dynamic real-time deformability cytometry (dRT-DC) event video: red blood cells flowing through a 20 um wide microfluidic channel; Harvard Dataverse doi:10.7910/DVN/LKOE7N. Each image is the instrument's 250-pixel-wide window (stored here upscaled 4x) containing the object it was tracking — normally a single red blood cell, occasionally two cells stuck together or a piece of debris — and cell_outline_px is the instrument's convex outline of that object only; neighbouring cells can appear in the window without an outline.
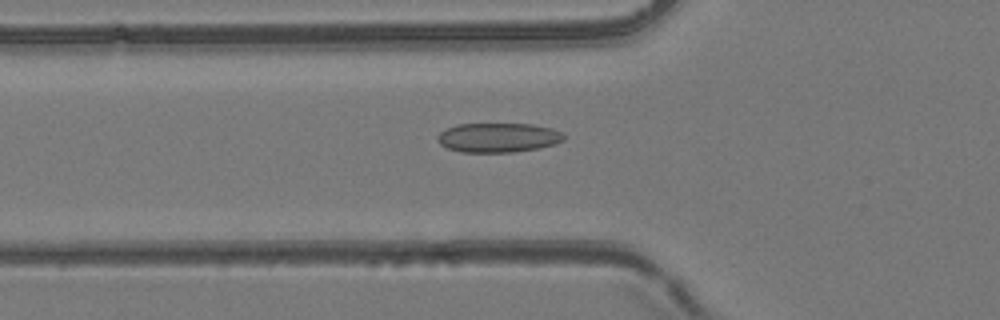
{"species": "common noctule bat (a hibernating species)", "species_latin": "Nyctalus noctula", "temperature_condition": "room temperature", "stored_images_in_passage": 38, "camera_frame_rate_fps": 3000, "um_per_image_px": 0.085, "animal": {"sex": "female", "body_mass_g": 24.6, "forearm_length_mm": 56.2}, "frame": {"image": 1, "passage_image": 4, "time_ms": 1.0, "image_size_px": [1000, 320], "cell_outline_px": [[564, 140], [556, 144], [540, 148], [512, 152], [460, 152], [448, 148], [440, 144], [436, 140], [436, 136], [444, 128], [456, 124], [532, 124], [552, 128], [564, 132]], "centroid_in_image_um": [42.34, 11.69], "position_along_channel_um": 83.5, "area_um2": 21.96}}
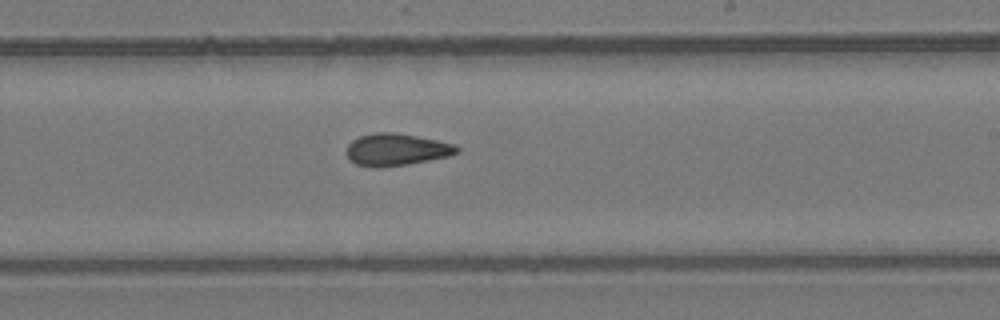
{"frame": {"image": 2, "passage_image": 17, "time_ms": 5.333, "image_size_px": [1000, 320], "cell_outline_px": [[460, 152], [448, 156], [408, 164], [380, 168], [372, 168], [356, 164], [348, 160], [348, 144], [352, 140], [360, 136], [372, 132], [396, 132], [456, 144], [460, 148]], "centroid_in_image_um": [33.69, 12.72], "position_along_channel_um": 255.3, "area_um2": 20.81}}
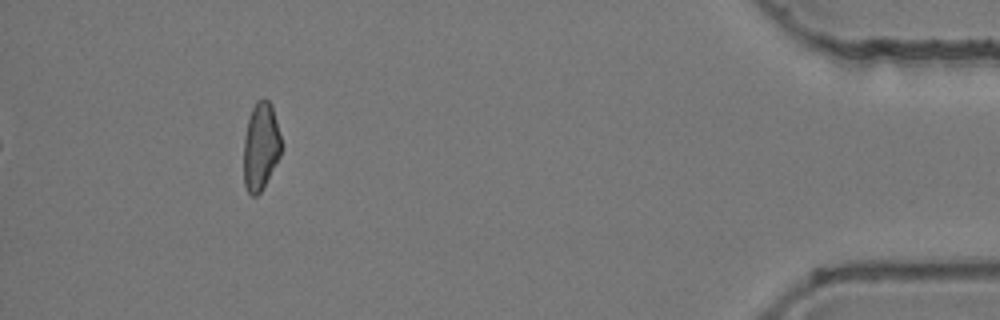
{"frame": {"image": 3, "passage_image": 34, "time_ms": 11.0, "image_size_px": [1000, 320], "cell_outline_px": [[284, 148], [280, 156], [260, 192], [256, 196], [252, 196], [248, 192], [244, 184], [244, 136], [248, 120], [252, 108], [256, 100], [264, 96], [272, 104]], "centroid_in_image_um": [22.18, 12.39], "position_along_channel_um": 413.0, "area_um2": 19.48}, "authors_computed_cell_mechanics": {"area_um2": 20.3167, "velocity_mm_per_s": 3.9424, "shape_relaxation_time_tau1_ms": null, "shape_relaxation_time_tau2_ms": 3.515, "deformation_change_tau1": null, "deformation_change_tau2": 0.0895}}